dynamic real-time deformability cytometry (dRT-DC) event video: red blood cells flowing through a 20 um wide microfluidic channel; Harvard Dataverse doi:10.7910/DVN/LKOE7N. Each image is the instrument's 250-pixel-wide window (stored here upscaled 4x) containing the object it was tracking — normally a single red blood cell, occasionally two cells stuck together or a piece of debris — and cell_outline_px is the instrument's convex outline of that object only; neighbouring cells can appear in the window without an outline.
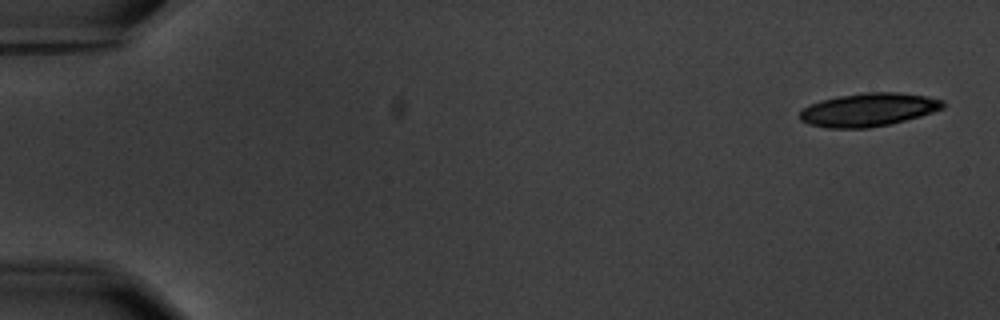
{"species": "common noctule bat (a hibernating species)", "species_latin": "Nyctalus noctula", "temperature_condition": "warm", "stored_images_in_passage": 4, "segment_of_instrument_passage": [2, 2], "camera_frame_rate_fps": 3000, "um_per_image_px": 0.085, "animal": {"sex": "male", "body_mass_g": 20.1, "forearm_length_mm": 53.5}, "frame": {"image": 1, "passage_image": 4, "time_ms": 4.0, "image_size_px": [1000, 320], "cell_outline_px": [[948, 104], [944, 108], [920, 116], [888, 124], [868, 128], [828, 128], [808, 124], [800, 120], [800, 112], [804, 108], [820, 100], [840, 96], [868, 92], [896, 92], [924, 96], [944, 100]], "centroid_in_image_um": [73.84, 9.33], "position_along_channel_um": 11.2, "area_um2": 27.57}}